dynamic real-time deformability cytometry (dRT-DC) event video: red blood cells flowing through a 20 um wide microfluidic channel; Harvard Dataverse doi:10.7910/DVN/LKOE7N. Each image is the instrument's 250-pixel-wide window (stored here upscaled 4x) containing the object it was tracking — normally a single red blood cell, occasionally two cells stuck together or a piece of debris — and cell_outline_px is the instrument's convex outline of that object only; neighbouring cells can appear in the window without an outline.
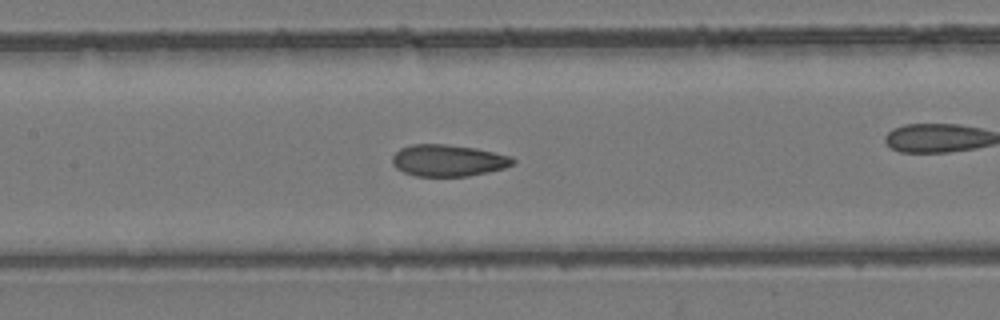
{"species": "common noctule bat (a hibernating species)", "species_latin": "Nyctalus noctula", "temperature_condition": "room temperature", "stored_images_in_passage": 39, "camera_frame_rate_fps": 3000, "um_per_image_px": 0.085, "animal": {"sex": "female", "body_mass_g": 24.6, "forearm_length_mm": 56.2}, "frame": {"image": 1, "passage_image": 23, "time_ms": 7.333, "image_size_px": [1000, 320], "cell_outline_px": [[516, 160], [512, 164], [504, 168], [488, 172], [468, 176], [416, 176], [404, 172], [396, 168], [392, 164], [392, 156], [400, 148], [412, 144], [444, 144], [476, 148], [512, 156]], "centroid_in_image_um": [38.09, 13.64], "position_along_channel_um": 169.3, "area_um2": 22.31}}
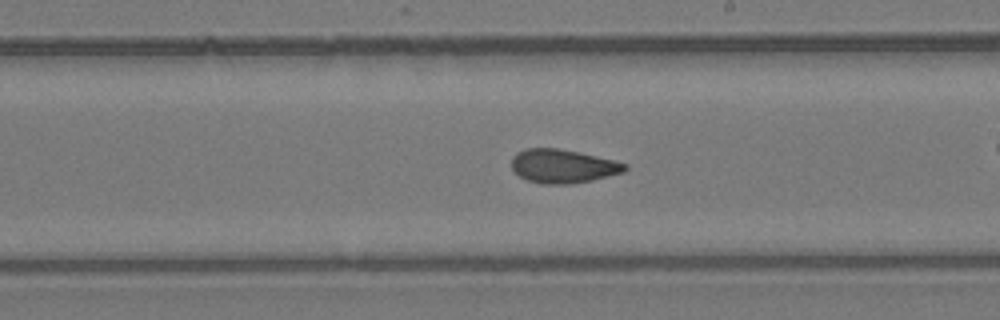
{"frame": {"image": 2, "passage_image": 28, "time_ms": 9.0, "image_size_px": [1000, 320], "cell_outline_px": [[628, 168], [624, 172], [592, 180], [572, 184], [540, 184], [528, 180], [520, 176], [512, 168], [512, 156], [516, 152], [524, 148], [556, 148], [576, 152], [612, 160], [628, 164]], "centroid_in_image_um": [47.82, 14.13], "position_along_channel_um": 241.2, "area_um2": 22.14}}
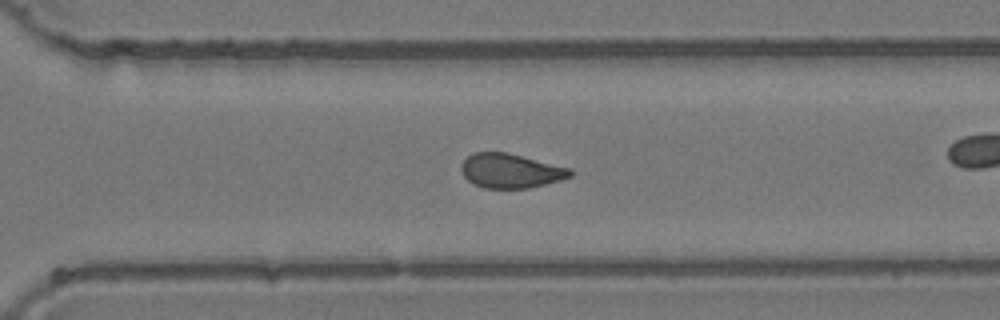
{"frame": {"image": 3, "passage_image": 34, "time_ms": 11.0, "image_size_px": [1000, 320], "cell_outline_px": [[572, 176], [560, 180], [528, 188], [484, 188], [472, 184], [464, 176], [460, 168], [460, 164], [472, 152], [508, 152], [572, 168]], "centroid_in_image_um": [43.39, 14.51], "position_along_channel_um": 327.2, "area_um2": 22.02}}